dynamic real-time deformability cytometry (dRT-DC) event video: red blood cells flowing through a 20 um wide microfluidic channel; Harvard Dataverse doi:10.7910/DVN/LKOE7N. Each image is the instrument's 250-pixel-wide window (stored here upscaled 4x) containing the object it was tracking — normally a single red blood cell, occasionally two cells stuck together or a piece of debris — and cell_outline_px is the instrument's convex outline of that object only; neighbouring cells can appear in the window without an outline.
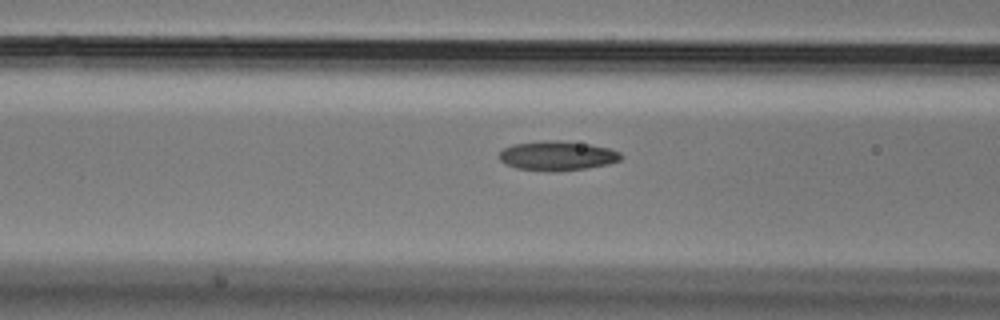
{"species": "Egyptian fruit bat (a non-hibernating species)", "species_latin": "Rousettus aegyptiacus", "temperature_condition": "cold", "stored_images_in_passage": 20, "camera_frame_rate_fps": 3000, "um_per_image_px": 0.085, "animal": {"sex": "male"}, "frame": {"image": 1, "passage_image": 18, "time_ms": 5.667, "image_size_px": [1000, 320], "cell_outline_px": [[624, 156], [620, 160], [608, 164], [588, 168], [552, 172], [516, 168], [504, 164], [500, 160], [500, 152], [504, 148], [512, 144], [540, 140], [560, 140], [588, 144], [612, 148], [620, 152]], "centroid_in_image_um": [47.38, 13.23], "position_along_channel_um": 119.2, "area_um2": 21.21}}